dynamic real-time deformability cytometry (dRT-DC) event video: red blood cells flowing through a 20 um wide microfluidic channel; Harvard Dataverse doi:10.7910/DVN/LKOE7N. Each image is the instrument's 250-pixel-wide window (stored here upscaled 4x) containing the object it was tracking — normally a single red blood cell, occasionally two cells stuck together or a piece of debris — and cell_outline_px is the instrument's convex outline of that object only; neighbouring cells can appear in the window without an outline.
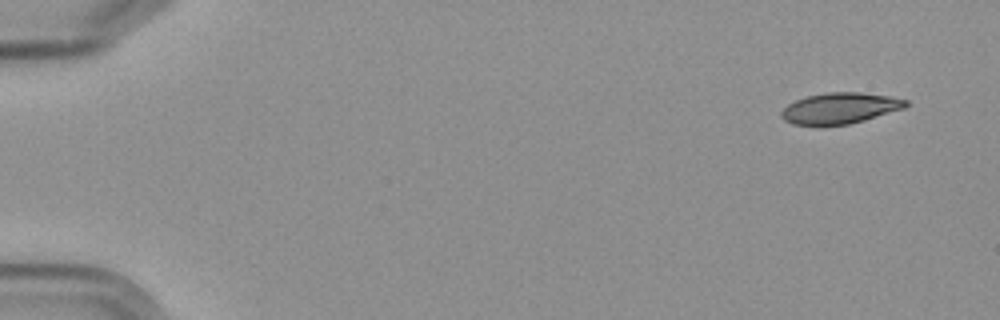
{"species": "Egyptian fruit bat (a non-hibernating species)", "species_latin": "Rousettus aegyptiacus", "temperature_condition": "cold", "stored_images_in_passage": 7, "segment_of_instrument_passage": [2, 2], "camera_frame_rate_fps": 3000, "um_per_image_px": 0.085, "frame": {"image": 1, "passage_image": 7, "time_ms": 7.667, "image_size_px": [1000, 320], "cell_outline_px": [[908, 104], [904, 108], [864, 120], [848, 124], [792, 124], [784, 120], [780, 116], [780, 112], [788, 104], [796, 100], [808, 96], [828, 92], [860, 92], [892, 96], [908, 100]], "centroid_in_image_um": [71.41, 9.18], "position_along_channel_um": 13.6, "area_um2": 22.2}}